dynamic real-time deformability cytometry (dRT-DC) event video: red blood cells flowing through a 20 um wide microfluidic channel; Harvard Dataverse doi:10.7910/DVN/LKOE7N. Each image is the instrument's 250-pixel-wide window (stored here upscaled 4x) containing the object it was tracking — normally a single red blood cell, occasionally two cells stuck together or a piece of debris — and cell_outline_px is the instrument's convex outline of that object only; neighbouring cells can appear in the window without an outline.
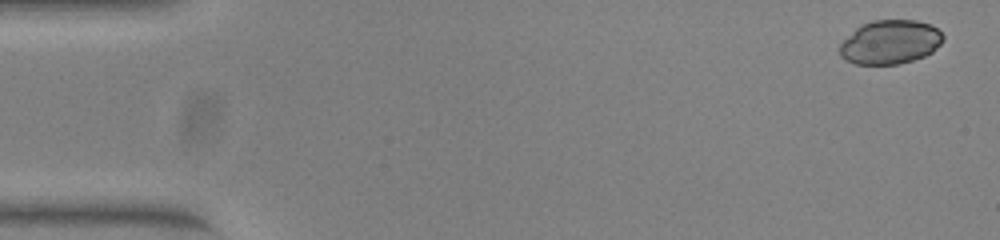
{"species": "common noctule bat (a hibernating species)", "species_latin": "Nyctalus noctula", "temperature_condition": "warm", "stored_images_in_passage": 51, "camera_frame_rate_fps": 3000, "um_per_image_px": 0.085, "animal": {"sex": "female", "body_mass_g": 23.0, "forearm_length_mm": 53.4}, "frame": {"image": 1, "passage_image": 1, "time_ms": 0.0, "image_size_px": [1000, 240], "cell_outline_px": [[944, 40], [932, 52], [924, 56], [900, 64], [856, 64], [840, 56], [840, 44], [856, 28], [872, 20], [916, 20], [928, 24], [936, 28], [944, 36]], "centroid_in_image_um": [75.68, 3.58], "position_along_channel_um": 9.3, "area_um2": 26.24}}
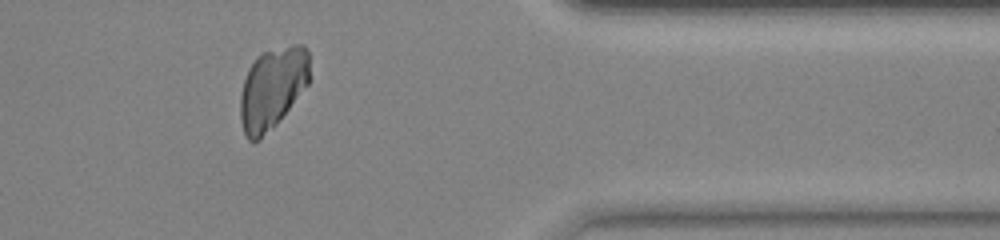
{"frame": {"image": 2, "passage_image": 42, "time_ms": 13.667, "image_size_px": [1000, 240], "cell_outline_px": [[308, 84], [272, 128], [260, 140], [252, 144], [244, 136], [240, 120], [240, 96], [244, 80], [248, 68], [256, 56], [264, 52], [292, 44], [304, 44], [308, 48]], "centroid_in_image_um": [23.11, 7.51], "position_along_channel_um": 388.3, "area_um2": 32.95}}
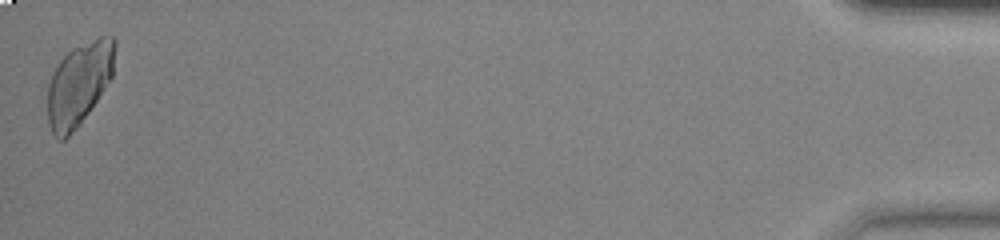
{"frame": {"image": 3, "passage_image": 51, "time_ms": 16.667, "image_size_px": [1000, 240], "cell_outline_px": [[116, 44], [112, 76], [80, 124], [64, 140], [60, 140], [52, 132], [48, 124], [48, 84], [60, 60], [72, 48], [100, 36], [112, 36], [116, 40]], "centroid_in_image_um": [6.72, 7.11], "position_along_channel_um": 428.5, "area_um2": 32.08}}